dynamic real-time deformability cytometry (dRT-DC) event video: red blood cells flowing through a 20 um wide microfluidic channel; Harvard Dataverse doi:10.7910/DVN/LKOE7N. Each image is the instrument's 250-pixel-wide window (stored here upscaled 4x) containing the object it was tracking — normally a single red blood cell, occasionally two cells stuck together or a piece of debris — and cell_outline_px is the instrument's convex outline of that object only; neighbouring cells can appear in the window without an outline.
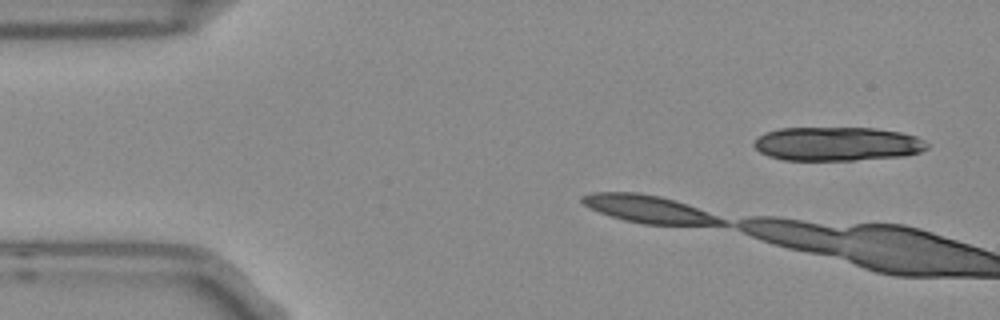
{"species": "Egyptian fruit bat (a non-hibernating species)", "species_latin": "Rousettus aegyptiacus", "temperature_condition": "room temperature", "stored_images_in_passage": 8, "camera_frame_rate_fps": 3000, "um_per_image_px": 0.085, "frame": {"image": 1, "passage_image": 1, "time_ms": 0.0, "image_size_px": [1000, 320], "cell_outline_px": [[928, 148], [920, 152], [904, 156], [852, 160], [784, 160], [768, 156], [760, 152], [752, 144], [756, 136], [764, 132], [780, 128], [876, 128], [900, 132], [916, 136], [924, 140], [928, 144]], "centroid_in_image_um": [71.14, 12.23], "position_along_channel_um": 13.9, "area_um2": 34.45}}
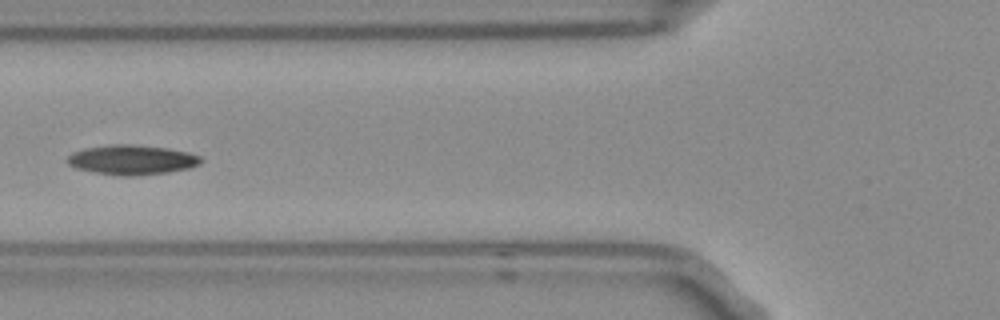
{"frame": {"image": 2, "passage_image": 7, "time_ms": 2.0, "image_size_px": [1000, 320], "cell_outline_px": [[204, 160], [200, 164], [188, 168], [168, 172], [136, 176], [124, 176], [96, 172], [76, 168], [68, 164], [68, 156], [72, 152], [84, 148], [112, 144], [132, 144], [168, 148], [188, 152], [200, 156]], "centroid_in_image_um": [11.23, 13.58], "position_along_channel_um": 114.6, "area_um2": 23.12}}